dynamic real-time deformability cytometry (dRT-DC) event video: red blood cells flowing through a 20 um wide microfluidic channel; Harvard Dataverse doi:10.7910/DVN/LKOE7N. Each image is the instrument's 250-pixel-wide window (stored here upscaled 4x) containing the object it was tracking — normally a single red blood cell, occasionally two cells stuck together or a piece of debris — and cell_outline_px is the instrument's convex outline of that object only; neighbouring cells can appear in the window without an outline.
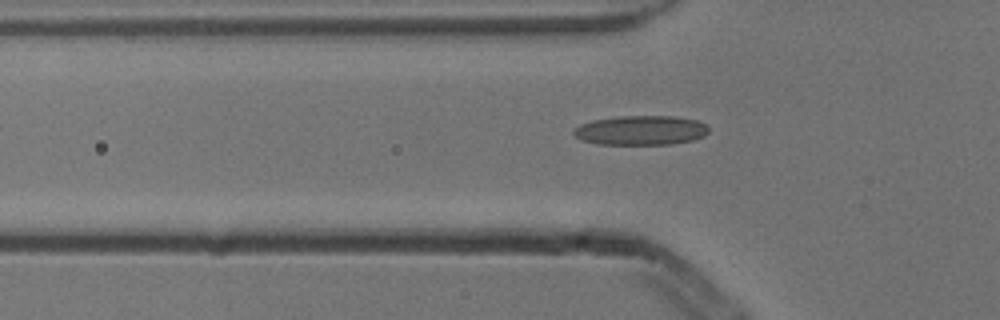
{"species": "common noctule bat (a hibernating species)", "species_latin": "Nyctalus noctula", "temperature_condition": "cold", "stored_images_in_passage": 6, "camera_frame_rate_fps": 3000, "um_per_image_px": 0.085, "animal": {"sex": "male", "body_mass_g": 13.3}, "frame": {"image": 1, "passage_image": 6, "time_ms": 1.667, "image_size_px": [1000, 320], "cell_outline_px": [[708, 132], [704, 136], [692, 140], [668, 144], [600, 144], [580, 140], [572, 132], [580, 124], [592, 120], [616, 116], [676, 116], [696, 120], [704, 124], [708, 128]], "centroid_in_image_um": [54.45, 11.07], "position_along_channel_um": 71.4, "area_um2": 23.12}}